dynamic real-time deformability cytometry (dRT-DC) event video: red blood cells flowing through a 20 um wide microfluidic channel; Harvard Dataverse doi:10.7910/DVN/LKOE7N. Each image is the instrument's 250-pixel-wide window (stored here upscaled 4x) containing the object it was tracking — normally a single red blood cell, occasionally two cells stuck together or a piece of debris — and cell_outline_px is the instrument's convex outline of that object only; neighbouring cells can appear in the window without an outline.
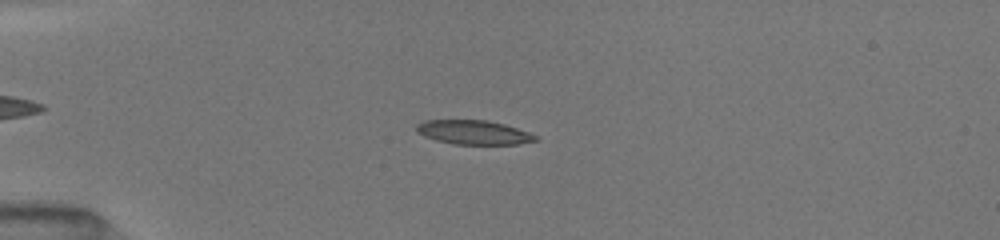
{"species": "common noctule bat (a hibernating species)", "species_latin": "Nyctalus noctula", "temperature_condition": "room temperature", "stored_images_in_passage": 20, "camera_frame_rate_fps": 3000, "um_per_image_px": 0.085, "animal": {"sex": "female", "body_mass_g": 19.5, "forearm_length_mm": 54.1}, "frame": {"image": 1, "passage_image": 11, "time_ms": 4.667, "image_size_px": [1000, 240], "cell_outline_px": [[536, 140], [520, 144], [452, 144], [436, 140], [424, 136], [416, 132], [416, 124], [424, 120], [488, 120], [504, 124], [528, 132], [536, 136]], "centroid_in_image_um": [40.2, 11.24], "position_along_channel_um": 44.8, "area_um2": 16.7}}
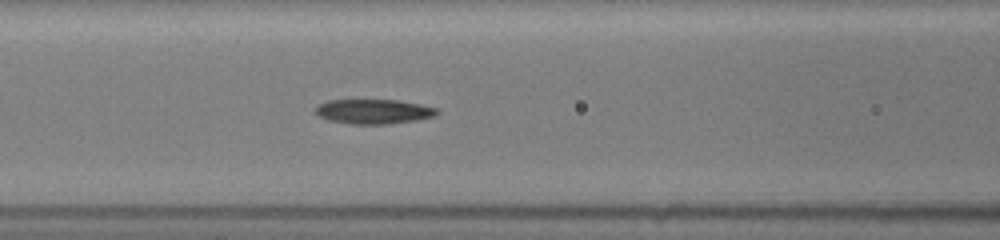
{"frame": {"image": 2, "passage_image": 17, "time_ms": 7.667, "image_size_px": [1000, 240], "cell_outline_px": [[440, 112], [436, 116], [416, 120], [388, 124], [352, 124], [328, 120], [320, 116], [316, 112], [316, 108], [320, 104], [328, 100], [400, 100], [420, 104], [436, 108]], "centroid_in_image_um": [31.8, 9.48], "position_along_channel_um": 134.8, "area_um2": 17.4}}
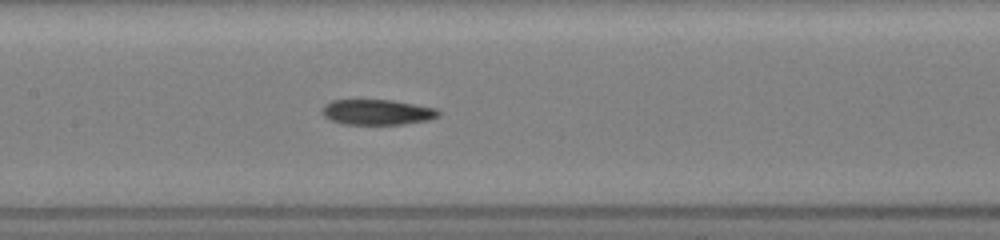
{"frame": {"image": 3, "passage_image": 20, "time_ms": 8.667, "image_size_px": [1000, 240], "cell_outline_px": [[440, 116], [428, 120], [404, 124], [344, 124], [332, 120], [324, 116], [320, 112], [320, 108], [324, 104], [332, 100], [392, 100], [436, 108], [440, 112]], "centroid_in_image_um": [32.04, 9.53], "position_along_channel_um": 175.4, "area_um2": 17.28}}